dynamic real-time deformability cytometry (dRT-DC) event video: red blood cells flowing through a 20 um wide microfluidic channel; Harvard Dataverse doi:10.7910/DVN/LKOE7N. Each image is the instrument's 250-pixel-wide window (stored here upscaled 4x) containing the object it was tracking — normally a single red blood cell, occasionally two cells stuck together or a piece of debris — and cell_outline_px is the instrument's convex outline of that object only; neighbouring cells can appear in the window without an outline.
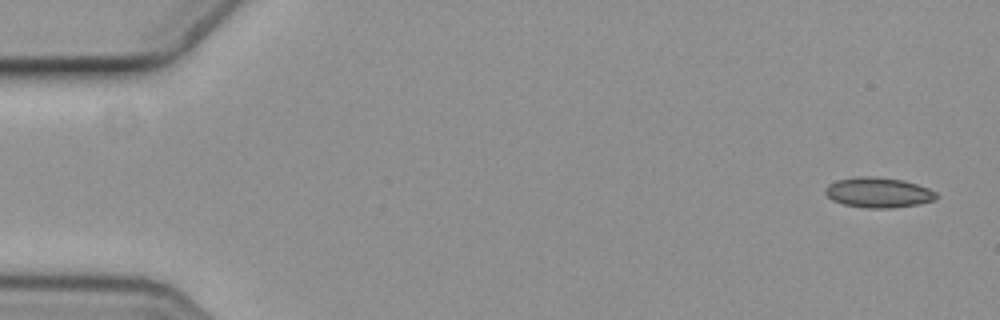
{"species": "common noctule bat (a hibernating species)", "species_latin": "Nyctalus noctula", "temperature_condition": "cold", "stored_images_in_passage": 6, "camera_frame_rate_fps": 3000, "um_per_image_px": 0.085, "animal": {"sex": "female", "body_mass_g": 19.3, "forearm_length_mm": 54.1}, "frame": {"image": 1, "passage_image": 1, "time_ms": 0.0, "image_size_px": [1000, 320], "cell_outline_px": [[936, 200], [920, 204], [888, 208], [868, 208], [844, 204], [832, 200], [824, 192], [824, 188], [828, 184], [836, 180], [864, 176], [868, 176], [904, 180], [928, 188], [936, 192]], "centroid_in_image_um": [74.65, 16.37], "position_along_channel_um": 10.3, "area_um2": 19.42}}
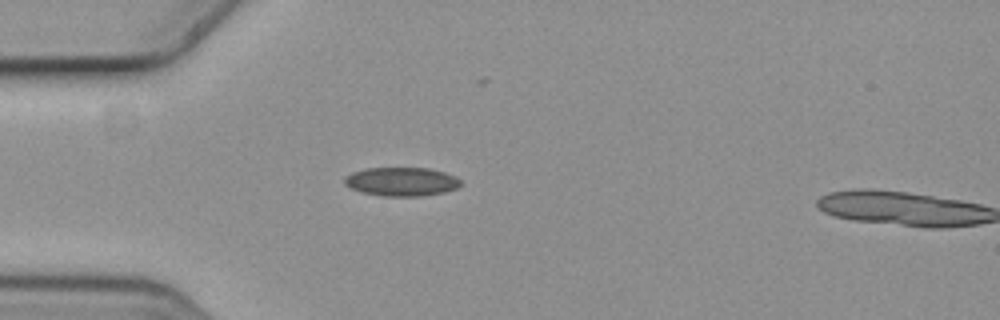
{"frame": {"image": 2, "passage_image": 5, "time_ms": 1.333, "image_size_px": [1000, 320], "cell_outline_px": [[464, 184], [456, 188], [444, 192], [420, 196], [380, 196], [360, 192], [348, 188], [344, 184], [344, 176], [352, 172], [364, 168], [428, 168], [444, 172], [456, 176]], "centroid_in_image_um": [34.09, 15.44], "position_along_channel_um": 50.9, "area_um2": 19.77}}